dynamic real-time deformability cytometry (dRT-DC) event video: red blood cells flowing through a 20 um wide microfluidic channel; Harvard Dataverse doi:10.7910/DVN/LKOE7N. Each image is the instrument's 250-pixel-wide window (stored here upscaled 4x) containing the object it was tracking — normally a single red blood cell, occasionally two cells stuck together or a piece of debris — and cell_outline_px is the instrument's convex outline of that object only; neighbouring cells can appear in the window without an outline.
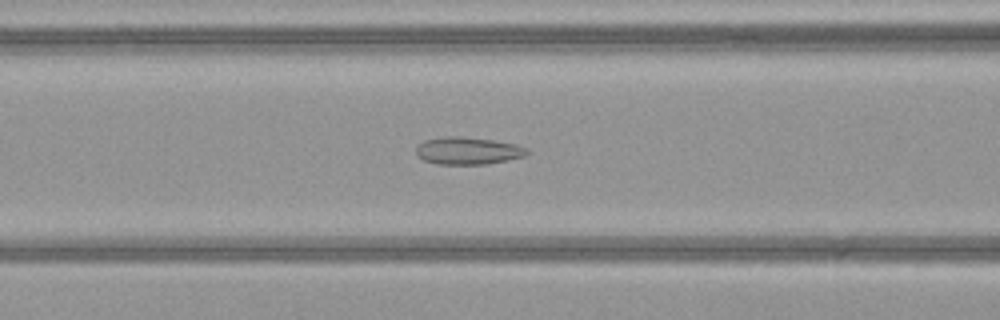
{"species": "common noctule bat (a hibernating species)", "species_latin": "Nyctalus noctula", "temperature_condition": "warm", "stored_images_in_passage": 51, "camera_frame_rate_fps": 3000, "um_per_image_px": 0.085, "animal": {"sex": "female", "body_mass_g": 21.9}, "frame": {"image": 1, "passage_image": 22, "time_ms": 7.0, "image_size_px": [1000, 320], "cell_outline_px": [[528, 152], [524, 156], [508, 160], [484, 164], [436, 164], [424, 160], [416, 156], [416, 144], [424, 140], [448, 136], [460, 136], [492, 140], [516, 144], [528, 148]], "centroid_in_image_um": [39.73, 12.81], "position_along_channel_um": 126.9, "area_um2": 17.74}}
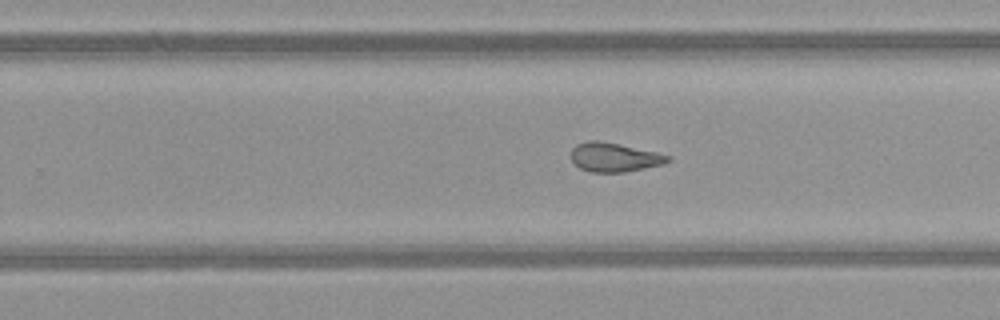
{"frame": {"image": 2, "passage_image": 33, "time_ms": 10.667, "image_size_px": [1000, 320], "cell_outline_px": [[672, 160], [664, 164], [624, 172], [592, 172], [580, 168], [572, 160], [572, 148], [576, 144], [588, 140], [600, 140], [656, 152], [672, 156]], "centroid_in_image_um": [52.24, 13.36], "position_along_channel_um": 277.6, "area_um2": 16.36}}
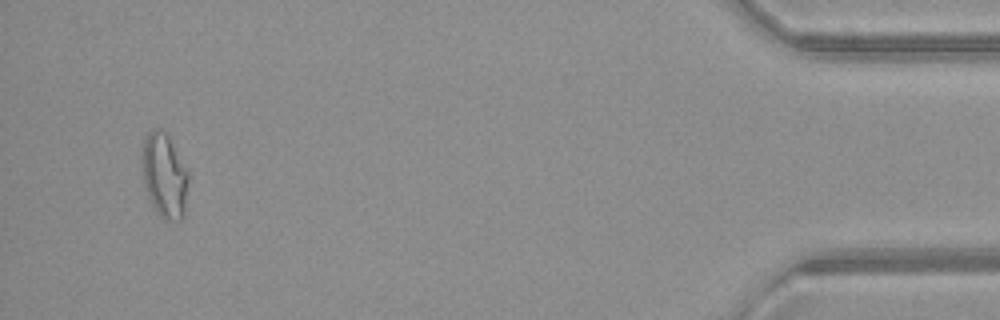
{"frame": {"image": 3, "passage_image": 49, "time_ms": 16.0, "image_size_px": [1000, 320], "cell_outline_px": [[188, 180], [184, 216], [180, 220], [164, 220], [160, 216], [152, 204], [144, 184], [144, 140], [148, 132], [152, 128], [160, 128], [168, 136], [188, 172]], "centroid_in_image_um": [14.0, 14.95], "position_along_channel_um": 421.2, "area_um2": 22.14}, "authors_computed_cell_mechanics": {"area_um2": 19.8254, "velocity_mm_per_s": 4.1232, "shape_relaxation_time_tau1_ms": null, "shape_relaxation_time_tau2_ms": 2.3135, "deformation_change_tau1": null, "deformation_change_tau2": 0.0901}}